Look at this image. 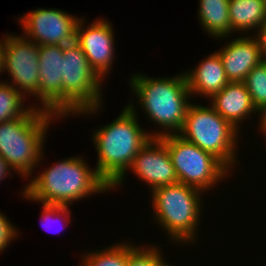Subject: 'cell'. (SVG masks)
<instances>
[{
	"label": "cell",
	"instance_id": "1",
	"mask_svg": "<svg viewBox=\"0 0 266 266\" xmlns=\"http://www.w3.org/2000/svg\"><path fill=\"white\" fill-rule=\"evenodd\" d=\"M135 109L128 103L115 121L97 129L92 137L98 154L95 170L111 189L122 184L138 151L152 138L150 131L140 127Z\"/></svg>",
	"mask_w": 266,
	"mask_h": 266
},
{
	"label": "cell",
	"instance_id": "2",
	"mask_svg": "<svg viewBox=\"0 0 266 266\" xmlns=\"http://www.w3.org/2000/svg\"><path fill=\"white\" fill-rule=\"evenodd\" d=\"M80 157H69L31 179L23 196L47 205L70 206L90 194L110 191V186Z\"/></svg>",
	"mask_w": 266,
	"mask_h": 266
},
{
	"label": "cell",
	"instance_id": "3",
	"mask_svg": "<svg viewBox=\"0 0 266 266\" xmlns=\"http://www.w3.org/2000/svg\"><path fill=\"white\" fill-rule=\"evenodd\" d=\"M138 97L141 109L151 122L159 124L165 131L152 132L151 137L178 134L184 124L190 100V91L185 73L172 78H148L147 75H133L130 84ZM172 132H171V131Z\"/></svg>",
	"mask_w": 266,
	"mask_h": 266
},
{
	"label": "cell",
	"instance_id": "4",
	"mask_svg": "<svg viewBox=\"0 0 266 266\" xmlns=\"http://www.w3.org/2000/svg\"><path fill=\"white\" fill-rule=\"evenodd\" d=\"M51 116H54L53 119L60 118L41 106H35L25 116L0 123V156L11 170L23 178L30 177L43 158V145L52 122Z\"/></svg>",
	"mask_w": 266,
	"mask_h": 266
},
{
	"label": "cell",
	"instance_id": "5",
	"mask_svg": "<svg viewBox=\"0 0 266 266\" xmlns=\"http://www.w3.org/2000/svg\"><path fill=\"white\" fill-rule=\"evenodd\" d=\"M150 192L156 217L154 219L164 227L169 237L178 243H193L197 237L196 227L199 226L200 214L203 212L200 197L203 191L178 182Z\"/></svg>",
	"mask_w": 266,
	"mask_h": 266
},
{
	"label": "cell",
	"instance_id": "6",
	"mask_svg": "<svg viewBox=\"0 0 266 266\" xmlns=\"http://www.w3.org/2000/svg\"><path fill=\"white\" fill-rule=\"evenodd\" d=\"M101 81L75 41L63 46L62 117L98 112Z\"/></svg>",
	"mask_w": 266,
	"mask_h": 266
},
{
	"label": "cell",
	"instance_id": "7",
	"mask_svg": "<svg viewBox=\"0 0 266 266\" xmlns=\"http://www.w3.org/2000/svg\"><path fill=\"white\" fill-rule=\"evenodd\" d=\"M238 132V129L222 118L211 105L203 107L190 103L178 134L214 155L229 169L233 168L237 158L235 146L239 140Z\"/></svg>",
	"mask_w": 266,
	"mask_h": 266
},
{
	"label": "cell",
	"instance_id": "8",
	"mask_svg": "<svg viewBox=\"0 0 266 266\" xmlns=\"http://www.w3.org/2000/svg\"><path fill=\"white\" fill-rule=\"evenodd\" d=\"M167 146L177 179L180 183L208 191L230 170L214 155L183 139L179 134L160 137Z\"/></svg>",
	"mask_w": 266,
	"mask_h": 266
},
{
	"label": "cell",
	"instance_id": "9",
	"mask_svg": "<svg viewBox=\"0 0 266 266\" xmlns=\"http://www.w3.org/2000/svg\"><path fill=\"white\" fill-rule=\"evenodd\" d=\"M39 45L22 35L7 34L4 38L3 72L11 76V84L18 92L39 99ZM20 89V90H19ZM23 91V92H22Z\"/></svg>",
	"mask_w": 266,
	"mask_h": 266
},
{
	"label": "cell",
	"instance_id": "10",
	"mask_svg": "<svg viewBox=\"0 0 266 266\" xmlns=\"http://www.w3.org/2000/svg\"><path fill=\"white\" fill-rule=\"evenodd\" d=\"M19 20L20 26L24 28L25 39L38 45L65 46L75 41L80 18L56 8H39L21 16Z\"/></svg>",
	"mask_w": 266,
	"mask_h": 266
},
{
	"label": "cell",
	"instance_id": "11",
	"mask_svg": "<svg viewBox=\"0 0 266 266\" xmlns=\"http://www.w3.org/2000/svg\"><path fill=\"white\" fill-rule=\"evenodd\" d=\"M84 22L83 17L78 21L75 42L84 52L90 67L103 80L111 70L110 67L114 60L115 36L113 28L111 23L104 18L97 19L89 26L85 25L86 27L83 26Z\"/></svg>",
	"mask_w": 266,
	"mask_h": 266
},
{
	"label": "cell",
	"instance_id": "12",
	"mask_svg": "<svg viewBox=\"0 0 266 266\" xmlns=\"http://www.w3.org/2000/svg\"><path fill=\"white\" fill-rule=\"evenodd\" d=\"M151 191L178 183L167 146L160 137H152L137 153L130 168Z\"/></svg>",
	"mask_w": 266,
	"mask_h": 266
},
{
	"label": "cell",
	"instance_id": "13",
	"mask_svg": "<svg viewBox=\"0 0 266 266\" xmlns=\"http://www.w3.org/2000/svg\"><path fill=\"white\" fill-rule=\"evenodd\" d=\"M39 104L62 117L63 46L39 45Z\"/></svg>",
	"mask_w": 266,
	"mask_h": 266
},
{
	"label": "cell",
	"instance_id": "14",
	"mask_svg": "<svg viewBox=\"0 0 266 266\" xmlns=\"http://www.w3.org/2000/svg\"><path fill=\"white\" fill-rule=\"evenodd\" d=\"M217 51L229 82H244L248 73L261 61L260 47L253 36L237 37Z\"/></svg>",
	"mask_w": 266,
	"mask_h": 266
},
{
	"label": "cell",
	"instance_id": "15",
	"mask_svg": "<svg viewBox=\"0 0 266 266\" xmlns=\"http://www.w3.org/2000/svg\"><path fill=\"white\" fill-rule=\"evenodd\" d=\"M210 101L215 111L238 130L239 123L247 120L252 112L259 113L244 82H229L220 92L215 93Z\"/></svg>",
	"mask_w": 266,
	"mask_h": 266
},
{
	"label": "cell",
	"instance_id": "16",
	"mask_svg": "<svg viewBox=\"0 0 266 266\" xmlns=\"http://www.w3.org/2000/svg\"><path fill=\"white\" fill-rule=\"evenodd\" d=\"M196 67L190 72H185L190 95L195 93L210 99L229 83L222 59L216 51Z\"/></svg>",
	"mask_w": 266,
	"mask_h": 266
},
{
	"label": "cell",
	"instance_id": "17",
	"mask_svg": "<svg viewBox=\"0 0 266 266\" xmlns=\"http://www.w3.org/2000/svg\"><path fill=\"white\" fill-rule=\"evenodd\" d=\"M198 17L201 26L216 38H228L232 34L229 18V0H199Z\"/></svg>",
	"mask_w": 266,
	"mask_h": 266
},
{
	"label": "cell",
	"instance_id": "18",
	"mask_svg": "<svg viewBox=\"0 0 266 266\" xmlns=\"http://www.w3.org/2000/svg\"><path fill=\"white\" fill-rule=\"evenodd\" d=\"M232 33L259 29L266 21V8L261 0H229Z\"/></svg>",
	"mask_w": 266,
	"mask_h": 266
},
{
	"label": "cell",
	"instance_id": "19",
	"mask_svg": "<svg viewBox=\"0 0 266 266\" xmlns=\"http://www.w3.org/2000/svg\"><path fill=\"white\" fill-rule=\"evenodd\" d=\"M25 97L8 82L0 81V123L25 116L33 109L24 107Z\"/></svg>",
	"mask_w": 266,
	"mask_h": 266
},
{
	"label": "cell",
	"instance_id": "20",
	"mask_svg": "<svg viewBox=\"0 0 266 266\" xmlns=\"http://www.w3.org/2000/svg\"><path fill=\"white\" fill-rule=\"evenodd\" d=\"M80 266H126L128 243H118L104 250L88 252Z\"/></svg>",
	"mask_w": 266,
	"mask_h": 266
},
{
	"label": "cell",
	"instance_id": "21",
	"mask_svg": "<svg viewBox=\"0 0 266 266\" xmlns=\"http://www.w3.org/2000/svg\"><path fill=\"white\" fill-rule=\"evenodd\" d=\"M251 101L257 111L266 108V61H261L244 80Z\"/></svg>",
	"mask_w": 266,
	"mask_h": 266
},
{
	"label": "cell",
	"instance_id": "22",
	"mask_svg": "<svg viewBox=\"0 0 266 266\" xmlns=\"http://www.w3.org/2000/svg\"><path fill=\"white\" fill-rule=\"evenodd\" d=\"M135 247L128 243V260L126 266H157L164 258L158 247ZM154 246V247H153ZM145 248V249H144Z\"/></svg>",
	"mask_w": 266,
	"mask_h": 266
},
{
	"label": "cell",
	"instance_id": "23",
	"mask_svg": "<svg viewBox=\"0 0 266 266\" xmlns=\"http://www.w3.org/2000/svg\"><path fill=\"white\" fill-rule=\"evenodd\" d=\"M42 207H43V209H42L43 214L41 215V218H43L42 219L43 221H42L41 225L45 226V228L48 229L50 227V224H49L50 222H48V221H53V218L56 219V220L58 218H59V220H60V218H62L63 222L65 223L63 225L64 227H65V225L67 223H70V218H69L70 210H68L69 209V205L68 206H63V205H47V204H43ZM59 220H57V221H59ZM44 222L46 223V225L47 224L48 225L47 226L44 225ZM61 230H63V228Z\"/></svg>",
	"mask_w": 266,
	"mask_h": 266
},
{
	"label": "cell",
	"instance_id": "24",
	"mask_svg": "<svg viewBox=\"0 0 266 266\" xmlns=\"http://www.w3.org/2000/svg\"><path fill=\"white\" fill-rule=\"evenodd\" d=\"M17 229L13 224L0 212V252H3L9 246L11 240L18 236Z\"/></svg>",
	"mask_w": 266,
	"mask_h": 266
},
{
	"label": "cell",
	"instance_id": "25",
	"mask_svg": "<svg viewBox=\"0 0 266 266\" xmlns=\"http://www.w3.org/2000/svg\"><path fill=\"white\" fill-rule=\"evenodd\" d=\"M256 33L257 37L255 36V38L259 43L261 57L266 61V21L259 27Z\"/></svg>",
	"mask_w": 266,
	"mask_h": 266
},
{
	"label": "cell",
	"instance_id": "26",
	"mask_svg": "<svg viewBox=\"0 0 266 266\" xmlns=\"http://www.w3.org/2000/svg\"><path fill=\"white\" fill-rule=\"evenodd\" d=\"M10 170L6 161L0 156V182L8 176V173L10 174Z\"/></svg>",
	"mask_w": 266,
	"mask_h": 266
},
{
	"label": "cell",
	"instance_id": "27",
	"mask_svg": "<svg viewBox=\"0 0 266 266\" xmlns=\"http://www.w3.org/2000/svg\"><path fill=\"white\" fill-rule=\"evenodd\" d=\"M260 114V125L259 128L260 130H262L261 132H263L266 135V108H263L261 111H259Z\"/></svg>",
	"mask_w": 266,
	"mask_h": 266
},
{
	"label": "cell",
	"instance_id": "28",
	"mask_svg": "<svg viewBox=\"0 0 266 266\" xmlns=\"http://www.w3.org/2000/svg\"><path fill=\"white\" fill-rule=\"evenodd\" d=\"M3 52H4V38L0 40V72L3 73L2 67H3ZM0 73V74H1Z\"/></svg>",
	"mask_w": 266,
	"mask_h": 266
},
{
	"label": "cell",
	"instance_id": "29",
	"mask_svg": "<svg viewBox=\"0 0 266 266\" xmlns=\"http://www.w3.org/2000/svg\"><path fill=\"white\" fill-rule=\"evenodd\" d=\"M157 266H169V264H167L166 262H164V260H162Z\"/></svg>",
	"mask_w": 266,
	"mask_h": 266
},
{
	"label": "cell",
	"instance_id": "30",
	"mask_svg": "<svg viewBox=\"0 0 266 266\" xmlns=\"http://www.w3.org/2000/svg\"><path fill=\"white\" fill-rule=\"evenodd\" d=\"M262 3L264 4L265 8H266V0H261Z\"/></svg>",
	"mask_w": 266,
	"mask_h": 266
}]
</instances>
